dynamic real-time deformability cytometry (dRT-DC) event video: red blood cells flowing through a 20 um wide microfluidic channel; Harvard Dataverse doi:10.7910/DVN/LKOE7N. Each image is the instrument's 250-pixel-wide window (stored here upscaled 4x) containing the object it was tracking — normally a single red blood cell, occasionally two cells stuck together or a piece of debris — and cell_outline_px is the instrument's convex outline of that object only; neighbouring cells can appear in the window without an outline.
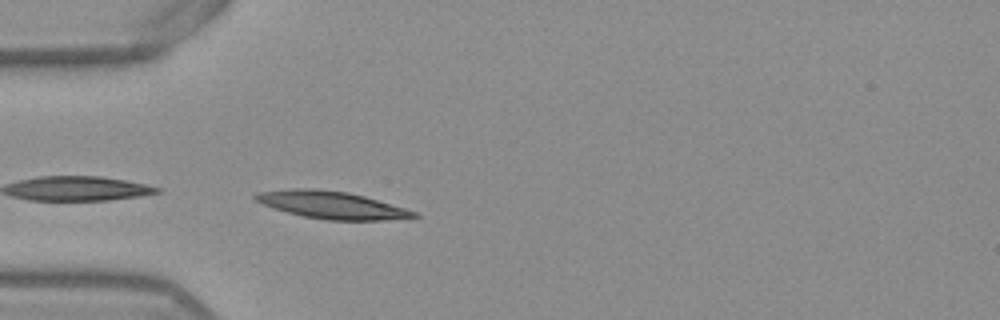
{"species": "Egyptian fruit bat (a non-hibernating species)", "species_latin": "Rousettus aegyptiacus", "temperature_condition": "warm", "stored_images_in_passage": 26, "camera_frame_rate_fps": 3000, "um_per_image_px": 0.085, "frame": {"image": 1, "passage_image": 1, "time_ms": 0.0, "image_size_px": [1000, 320], "cell_outline_px": [[420, 216], [408, 220], [328, 220], [304, 216], [272, 208], [256, 200], [252, 196], [256, 192], [292, 188], [316, 188], [348, 192], [364, 196], [404, 208], [416, 212]], "centroid_in_image_um": [28.23, 17.42], "position_along_channel_um": 56.8, "area_um2": 25.43}}
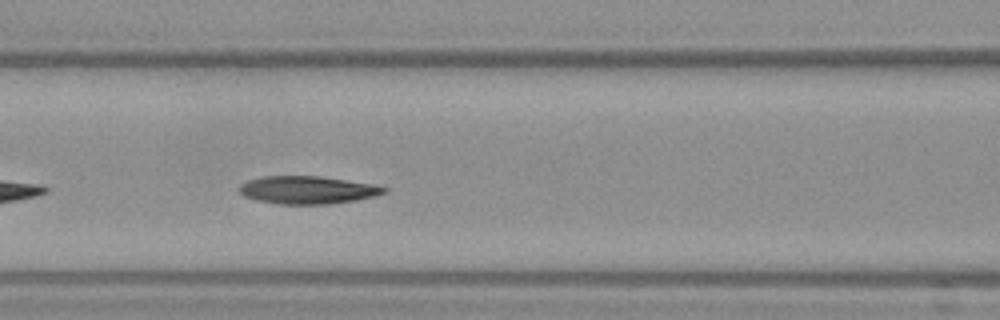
{"frame": {"image": 2, "passage_image": 8, "time_ms": 2.333, "image_size_px": [1000, 320], "cell_outline_px": [[388, 192], [356, 200], [328, 204], [280, 204], [256, 200], [244, 196], [240, 192], [240, 184], [248, 180], [264, 176], [320, 176], [372, 184], [388, 188]], "centroid_in_image_um": [26.13, 16.14], "position_along_channel_um": 140.5, "area_um2": 23.29}}
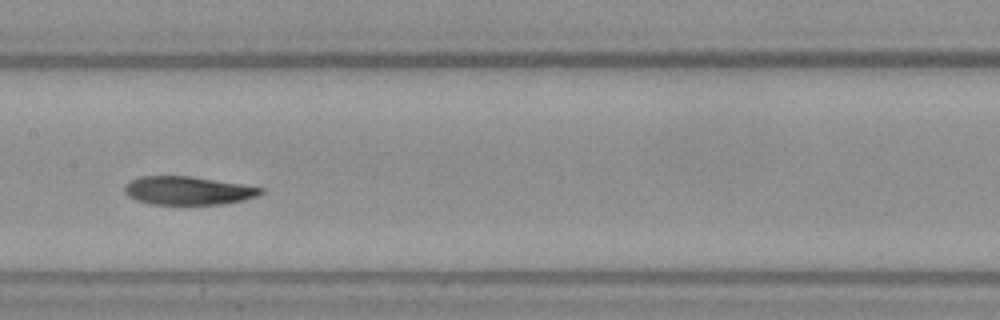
{"frame": {"image": 3, "passage_image": 12, "time_ms": 3.667, "image_size_px": [1000, 320], "cell_outline_px": [[264, 192], [256, 196], [244, 200], [224, 204], [148, 204], [136, 200], [128, 196], [124, 192], [124, 184], [128, 180], [140, 176], [192, 176], [264, 188]], "centroid_in_image_um": [15.93, 16.2], "position_along_channel_um": 191.5, "area_um2": 22.66}, "authors_computed_cell_mechanics": {"area_um2": 23.5535, "velocity_mm_per_s": 3.8225, "shape_relaxation_time_tau1_ms": null, "shape_relaxation_time_tau2_ms": 10.3972, "deformation_change_tau1": null, "deformation_change_tau2": 0.1684}}